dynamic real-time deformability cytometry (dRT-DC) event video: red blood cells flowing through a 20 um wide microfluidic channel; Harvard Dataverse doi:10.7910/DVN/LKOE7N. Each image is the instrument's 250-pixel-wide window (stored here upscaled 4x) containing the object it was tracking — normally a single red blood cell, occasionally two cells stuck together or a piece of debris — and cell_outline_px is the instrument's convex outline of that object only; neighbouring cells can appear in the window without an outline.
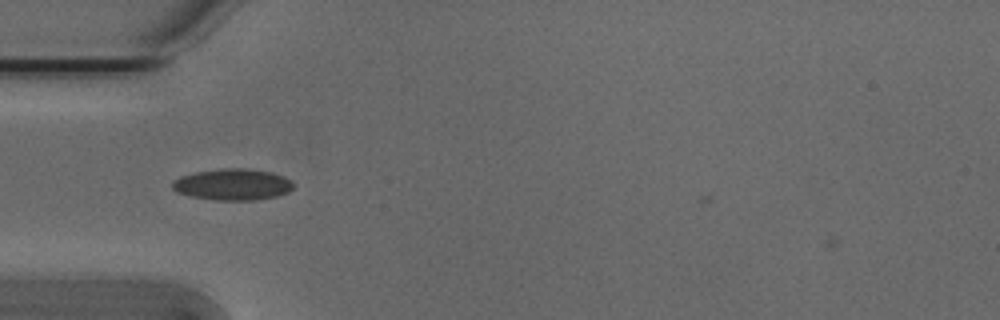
{"species": "Egyptian fruit bat (a non-hibernating species)", "species_latin": "Rousettus aegyptiacus", "temperature_condition": "cold", "stored_images_in_passage": 20, "camera_frame_rate_fps": 3000, "um_per_image_px": 0.085, "animal": {"sex": "male"}, "frame": {"image": 1, "passage_image": 2, "time_ms": 0.333, "image_size_px": [1000, 320], "cell_outline_px": [[296, 184], [288, 192], [276, 196], [256, 200], [216, 200], [188, 196], [176, 192], [172, 188], [172, 180], [180, 176], [196, 172], [220, 168], [244, 168], [272, 172], [284, 176], [292, 180]], "centroid_in_image_um": [19.77, 15.68], "position_along_channel_um": 65.2, "area_um2": 22.43}}
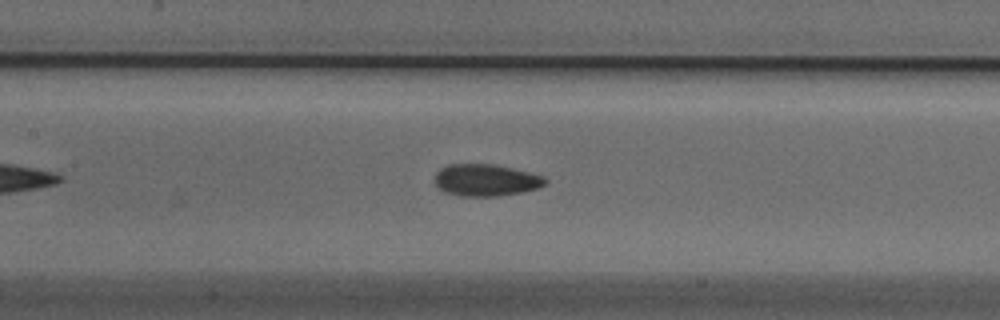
{"frame": {"image": 2, "passage_image": 10, "time_ms": 3.0, "image_size_px": [1000, 320], "cell_outline_px": [[548, 184], [536, 188], [520, 192], [500, 196], [460, 196], [444, 192], [436, 184], [436, 172], [440, 168], [448, 164], [492, 164], [512, 168], [544, 176], [548, 180]], "centroid_in_image_um": [41.31, 15.31], "position_along_channel_um": 166.1, "area_um2": 20.52}}
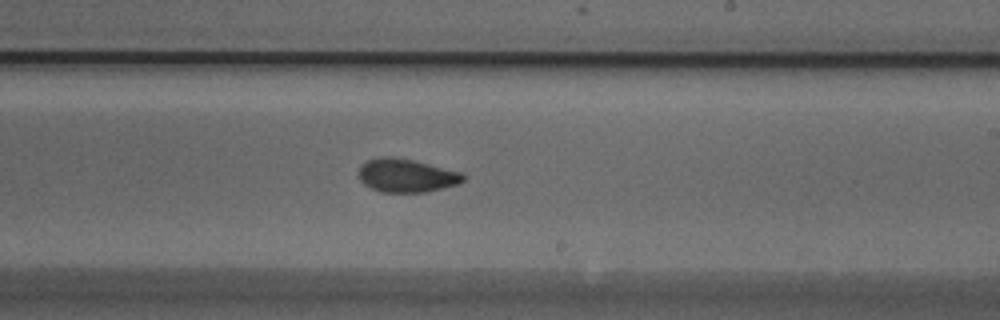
{"frame": {"image": 3, "passage_image": 17, "time_ms": 5.333, "image_size_px": [1000, 320], "cell_outline_px": [[464, 180], [456, 184], [424, 192], [380, 192], [364, 184], [360, 180], [360, 168], [368, 160], [376, 156], [392, 156], [412, 160], [460, 172], [464, 176]], "centroid_in_image_um": [34.5, 14.91], "position_along_channel_um": 254.5, "area_um2": 19.94}}